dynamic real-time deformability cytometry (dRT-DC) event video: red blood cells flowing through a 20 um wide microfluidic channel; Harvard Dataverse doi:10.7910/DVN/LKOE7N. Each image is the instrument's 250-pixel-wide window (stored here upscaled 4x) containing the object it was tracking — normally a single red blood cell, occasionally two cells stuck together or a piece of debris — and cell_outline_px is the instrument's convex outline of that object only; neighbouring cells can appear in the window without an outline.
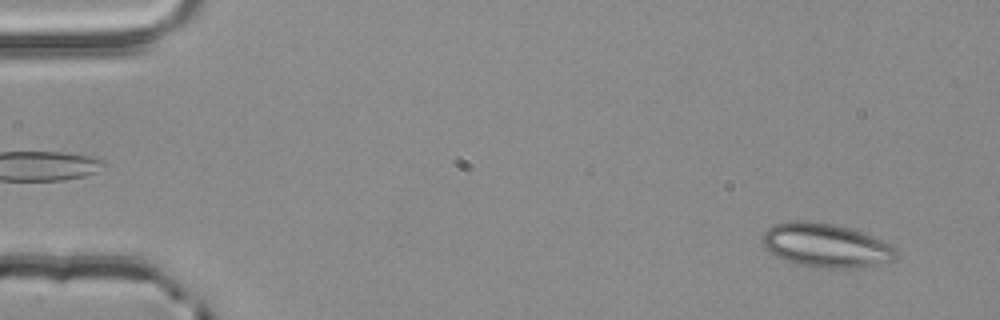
{"species": "common noctule bat (a hibernating species)", "species_latin": "Nyctalus noctula", "temperature_condition": "room temperature", "stored_images_in_passage": 54, "camera_frame_rate_fps": 3000, "um_per_image_px": 0.085, "animal": {"sex": "male", "body_mass_g": 20.4}, "frame": {"image": 1, "passage_image": 4, "time_ms": 1.0, "image_size_px": [1000, 320], "cell_outline_px": [[896, 256], [892, 260], [856, 268], [816, 268], [800, 264], [776, 256], [764, 244], [764, 232], [772, 224], [796, 220], [804, 220], [832, 224], [864, 232], [896, 248]], "centroid_in_image_um": [70.2, 20.85], "position_along_channel_um": 14.8, "area_um2": 33.58}}
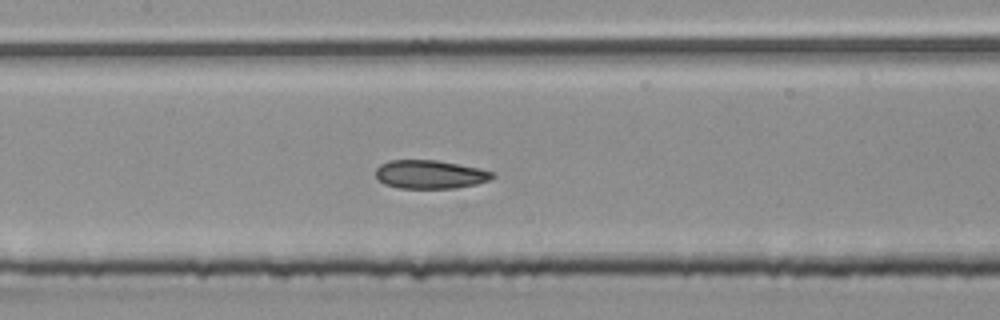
{"frame": {"image": 2, "passage_image": 26, "time_ms": 8.333, "image_size_px": [1000, 320], "cell_outline_px": [[496, 176], [488, 180], [476, 184], [456, 188], [400, 188], [384, 184], [376, 176], [376, 168], [380, 164], [388, 160], [436, 160], [480, 168], [492, 172]], "centroid_in_image_um": [36.54, 14.82], "position_along_channel_um": 170.9, "area_um2": 19.36}}
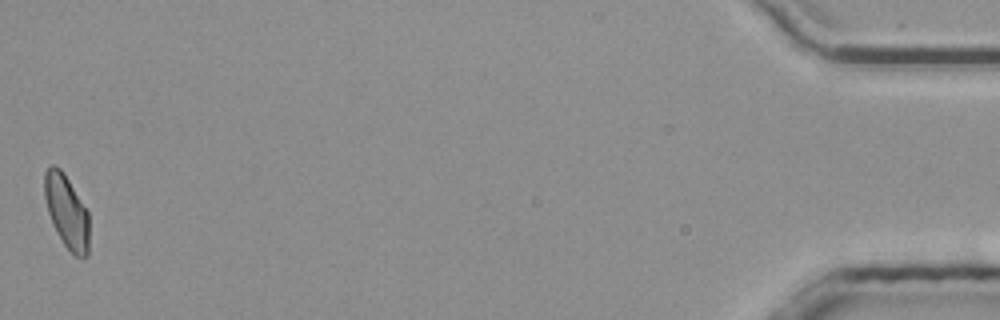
{"frame": {"image": 3, "passage_image": 54, "time_ms": 17.667, "image_size_px": [1000, 320], "cell_outline_px": [[88, 256], [84, 260], [80, 260], [64, 244], [48, 212], [44, 196], [44, 172], [52, 164], [60, 168], [68, 180], [88, 212]], "centroid_in_image_um": [5.67, 18.0], "position_along_channel_um": 429.5, "area_um2": 18.67}, "authors_computed_cell_mechanics": {"area_um2": 19.8543, "velocity_mm_per_s": 3.8644, "shape_relaxation_time_tau1_ms": null, "shape_relaxation_time_tau2_ms": 2.3878, "deformation_change_tau1": null, "deformation_change_tau2": 0.0765}}